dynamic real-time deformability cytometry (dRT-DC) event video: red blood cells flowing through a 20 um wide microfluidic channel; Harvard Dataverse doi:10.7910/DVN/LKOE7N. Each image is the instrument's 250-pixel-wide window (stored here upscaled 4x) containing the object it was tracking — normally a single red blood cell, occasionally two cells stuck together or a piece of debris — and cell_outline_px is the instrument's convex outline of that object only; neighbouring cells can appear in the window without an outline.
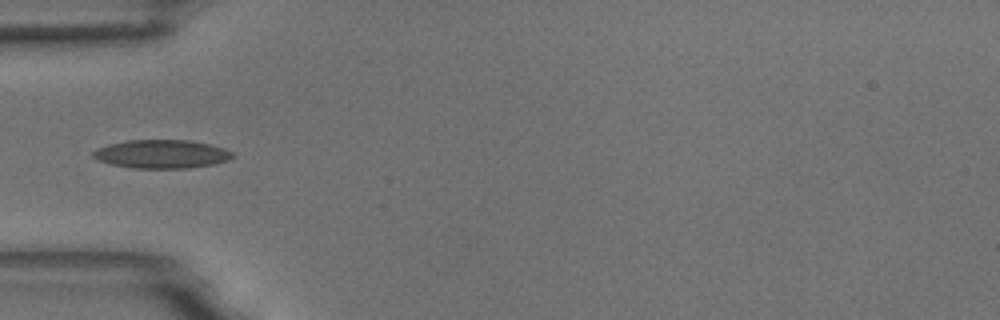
{"species": "common noctule bat (a hibernating species)", "species_latin": "Nyctalus noctula", "temperature_condition": "room temperature", "stored_images_in_passage": 8, "camera_frame_rate_fps": 3000, "um_per_image_px": 0.085, "animal": {"sex": "male", "body_mass_g": 18.8}, "frame": {"image": 1, "passage_image": 6, "time_ms": 1.667, "image_size_px": [1000, 320], "cell_outline_px": [[236, 156], [228, 160], [216, 164], [188, 168], [136, 168], [112, 164], [100, 160], [92, 156], [92, 152], [108, 144], [128, 140], [188, 140], [208, 144], [224, 148], [232, 152]], "centroid_in_image_um": [13.79, 13.09], "position_along_channel_um": 71.2, "area_um2": 23.0}}